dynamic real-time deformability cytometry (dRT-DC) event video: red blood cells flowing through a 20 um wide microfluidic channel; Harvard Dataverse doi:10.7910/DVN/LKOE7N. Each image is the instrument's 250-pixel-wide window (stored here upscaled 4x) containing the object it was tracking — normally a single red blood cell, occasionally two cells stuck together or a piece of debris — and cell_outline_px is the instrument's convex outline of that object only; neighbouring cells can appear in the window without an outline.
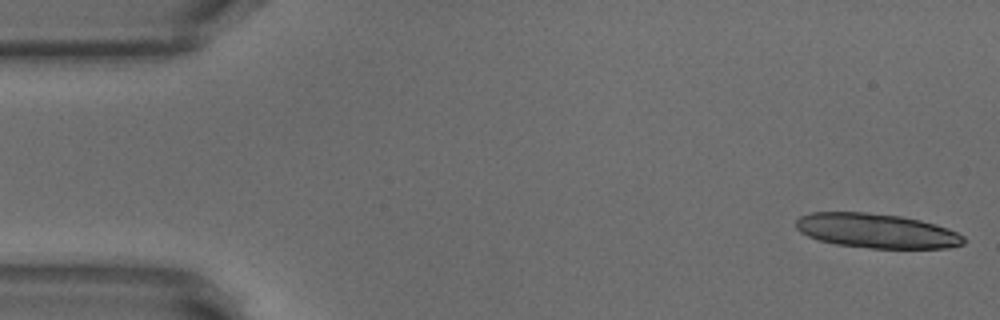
{"species": "common noctule bat (a hibernating species)", "species_latin": "Nyctalus noctula", "temperature_condition": "warm", "stored_images_in_passage": 13, "camera_frame_rate_fps": 3000, "um_per_image_px": 0.085, "animal": {"sex": "male", "body_mass_g": 18.8}, "frame": {"image": 1, "passage_image": 1, "time_ms": 0.0, "image_size_px": [1000, 320], "cell_outline_px": [[964, 244], [948, 248], [868, 248], [836, 244], [820, 240], [808, 236], [800, 232], [796, 228], [796, 220], [800, 216], [812, 212], [864, 212], [900, 216], [920, 220], [936, 224], [948, 228], [964, 236]], "centroid_in_image_um": [74.51, 19.62], "position_along_channel_um": 10.5, "area_um2": 33.7}}